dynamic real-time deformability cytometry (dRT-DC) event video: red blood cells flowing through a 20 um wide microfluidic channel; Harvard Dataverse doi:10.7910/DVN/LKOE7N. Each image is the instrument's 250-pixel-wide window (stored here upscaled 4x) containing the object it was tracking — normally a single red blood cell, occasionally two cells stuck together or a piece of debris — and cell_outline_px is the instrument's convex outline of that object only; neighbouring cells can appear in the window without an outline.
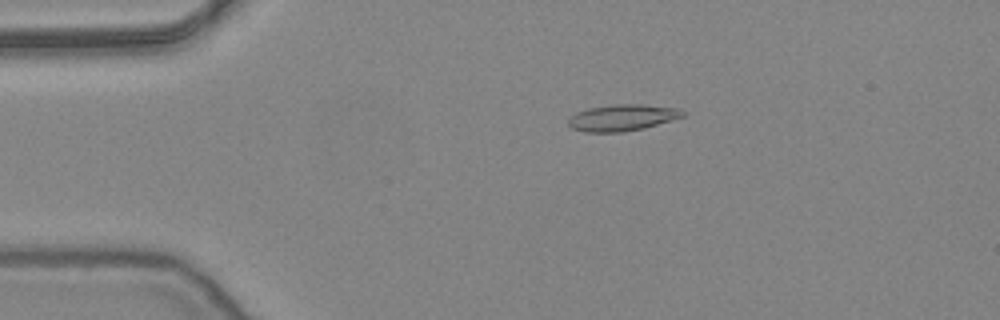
{"species": "common noctule bat (a hibernating species)", "species_latin": "Nyctalus noctula", "temperature_condition": "warm", "stored_images_in_passage": 53, "camera_frame_rate_fps": 3000, "um_per_image_px": 0.085, "animal": {"sex": "female", "body_mass_g": 24.6, "forearm_length_mm": 56.2}, "frame": {"image": 1, "passage_image": 11, "time_ms": 3.333, "image_size_px": [1000, 320], "cell_outline_px": [[684, 116], [644, 128], [624, 132], [584, 132], [572, 128], [568, 124], [568, 120], [576, 112], [588, 108], [616, 104], [644, 104], [680, 108], [684, 112]], "centroid_in_image_um": [52.9, 9.99], "position_along_channel_um": 32.1, "area_um2": 17.63}}
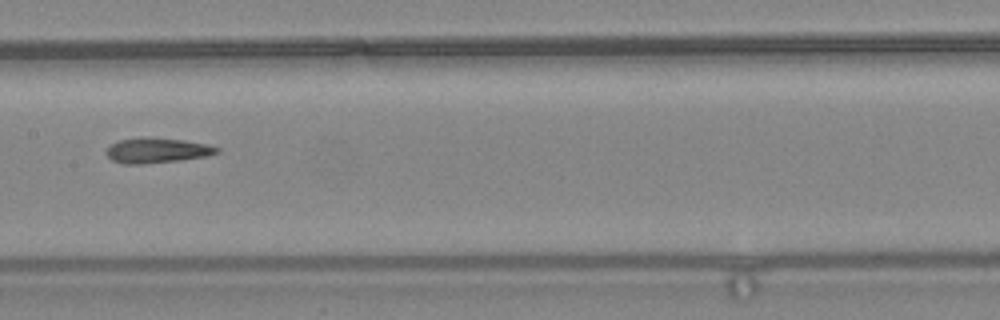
{"frame": {"image": 2, "passage_image": 27, "time_ms": 8.667, "image_size_px": [1000, 320], "cell_outline_px": [[220, 152], [208, 156], [180, 160], [140, 164], [124, 164], [112, 160], [104, 152], [112, 144], [120, 140], [148, 136], [184, 140], [208, 144], [220, 148]], "centroid_in_image_um": [13.37, 12.78], "position_along_channel_um": 194.0, "area_um2": 16.3}}
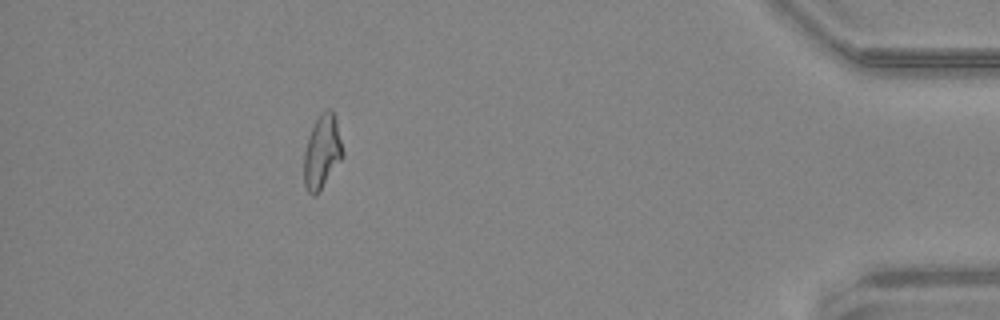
{"frame": {"image": 3, "passage_image": 48, "time_ms": 15.667, "image_size_px": [1000, 320], "cell_outline_px": [[344, 156], [316, 196], [312, 196], [308, 192], [304, 184], [304, 152], [308, 136], [320, 112], [328, 108], [332, 108], [336, 120], [344, 152]], "centroid_in_image_um": [27.38, 12.9], "position_along_channel_um": 407.8, "area_um2": 16.76}, "authors_computed_cell_mechanics": {"area_um2": 16.7042, "velocity_mm_per_s": 3.8759, "shape_relaxation_time_tau1_ms": 5.9888, "shape_relaxation_time_tau2_ms": 3.1279, "deformation_change_tau1": 0.2111, "deformation_change_tau2": 0.1313}}